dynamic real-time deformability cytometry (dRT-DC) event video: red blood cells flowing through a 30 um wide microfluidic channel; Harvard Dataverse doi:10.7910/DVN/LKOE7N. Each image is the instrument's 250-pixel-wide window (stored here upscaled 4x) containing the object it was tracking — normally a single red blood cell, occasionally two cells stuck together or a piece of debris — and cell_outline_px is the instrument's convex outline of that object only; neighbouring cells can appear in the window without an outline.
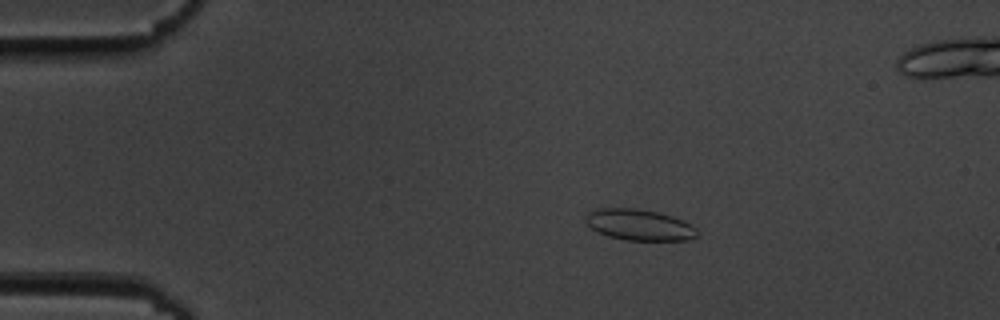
{"species": "common noctule bat (a hibernating species)", "species_latin": "Nyctalus noctula", "temperature_condition": "cold", "stored_images_in_passage": 55, "segment_of_instrument_passage": [1, 2], "camera_frame_rate_fps": 3000, "um_per_image_px": 0.085, "animal": {"sex": "male", "body_mass_g": 19.5, "forearm_length_mm": 54.6}, "frame": {"image": 1, "passage_image": 9, "time_ms": 2.667, "image_size_px": [1000, 320], "cell_outline_px": [[696, 236], [688, 240], [624, 240], [608, 236], [596, 232], [584, 220], [584, 216], [588, 212], [596, 208], [636, 208], [656, 212], [672, 216], [692, 224], [696, 228]], "centroid_in_image_um": [54.29, 19.1], "position_along_channel_um": 30.7, "area_um2": 20.29}}
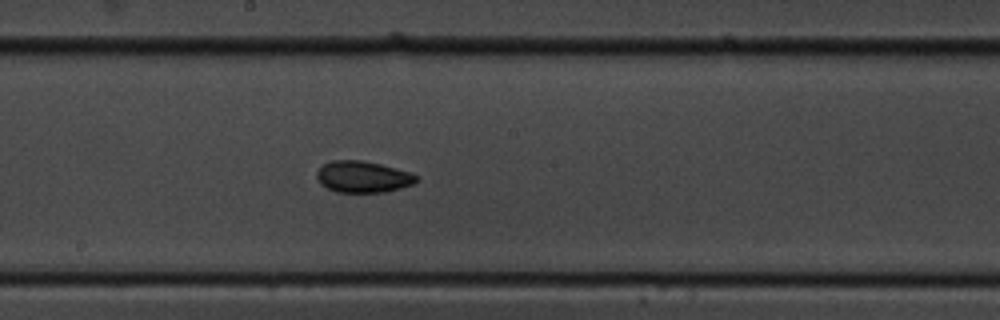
{"frame": {"image": 2, "passage_image": 29, "time_ms": 9.333, "image_size_px": [1000, 320], "cell_outline_px": [[420, 180], [412, 184], [400, 188], [384, 192], [336, 192], [320, 184], [316, 176], [316, 172], [324, 164], [332, 160], [360, 160], [380, 164], [396, 168], [420, 176]], "centroid_in_image_um": [30.85, 15.03], "position_along_channel_um": 217.3, "area_um2": 18.26}}
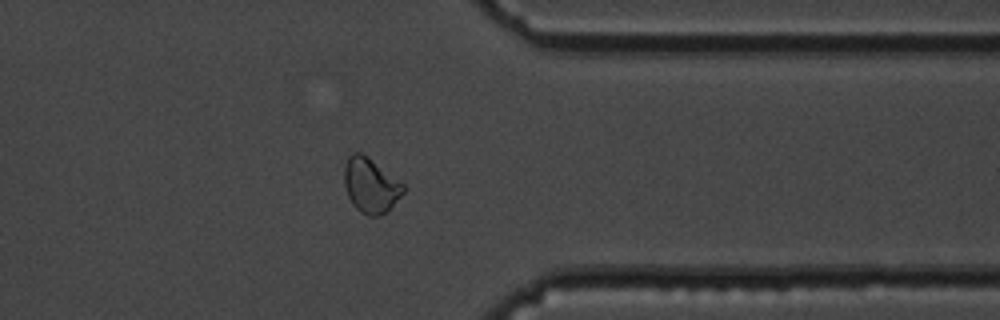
{"frame": {"image": 3, "passage_image": 43, "time_ms": 14.0, "image_size_px": [1000, 320], "cell_outline_px": [[404, 192], [388, 212], [376, 216], [368, 216], [360, 212], [352, 204], [348, 196], [344, 184], [344, 168], [348, 156], [352, 152], [360, 152], [404, 184]], "centroid_in_image_um": [31.49, 15.79], "position_along_channel_um": 379.9, "area_um2": 18.73}}